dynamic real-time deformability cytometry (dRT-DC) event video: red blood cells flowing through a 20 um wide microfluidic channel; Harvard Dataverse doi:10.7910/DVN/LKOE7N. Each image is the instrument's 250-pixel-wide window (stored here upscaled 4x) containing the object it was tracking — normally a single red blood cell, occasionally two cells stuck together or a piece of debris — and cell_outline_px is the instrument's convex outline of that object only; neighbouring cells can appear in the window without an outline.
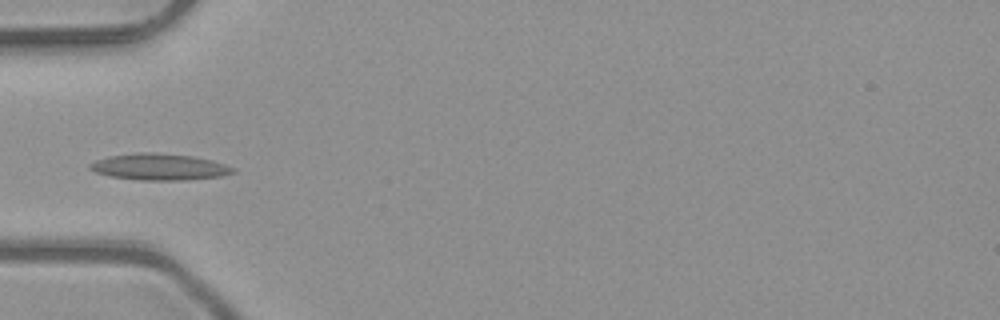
{"species": "common noctule bat (a hibernating species)", "species_latin": "Nyctalus noctula", "temperature_condition": "room temperature", "stored_images_in_passage": 5, "camera_frame_rate_fps": 3000, "um_per_image_px": 0.085, "animal": {"sex": "male", "body_mass_g": 23.1, "forearm_length_mm": 52.7}, "frame": {"image": 1, "passage_image": 5, "time_ms": 1.333, "image_size_px": [1000, 320], "cell_outline_px": [[236, 172], [220, 176], [188, 180], [140, 180], [108, 176], [96, 172], [88, 168], [88, 164], [96, 160], [108, 156], [136, 152], [156, 152], [192, 156], [212, 160], [236, 168]], "centroid_in_image_um": [13.53, 14.18], "position_along_channel_um": 71.5, "area_um2": 22.25}}